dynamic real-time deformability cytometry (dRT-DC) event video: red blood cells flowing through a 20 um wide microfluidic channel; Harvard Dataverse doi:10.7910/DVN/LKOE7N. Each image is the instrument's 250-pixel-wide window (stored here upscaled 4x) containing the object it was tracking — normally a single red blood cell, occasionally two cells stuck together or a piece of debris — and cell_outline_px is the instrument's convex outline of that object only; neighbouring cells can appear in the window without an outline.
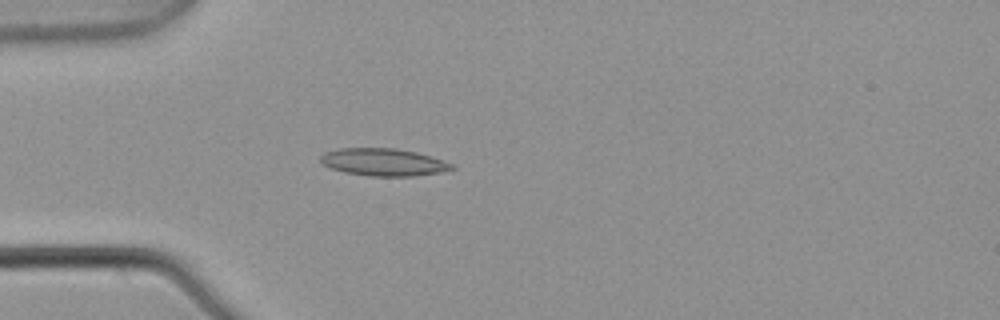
{"species": "common noctule bat (a hibernating species)", "species_latin": "Nyctalus noctula", "temperature_condition": "warm", "stored_images_in_passage": 4, "camera_frame_rate_fps": 3000, "um_per_image_px": 0.085, "animal": {"sex": "male", "body_mass_g": 21.5, "forearm_length_mm": 52.0}, "frame": {"image": 1, "passage_image": 4, "time_ms": 1.0, "image_size_px": [1000, 320], "cell_outline_px": [[456, 168], [440, 172], [412, 176], [368, 176], [344, 172], [332, 168], [324, 164], [320, 160], [320, 156], [324, 152], [340, 148], [396, 148], [416, 152], [444, 160], [452, 164]], "centroid_in_image_um": [32.59, 13.78], "position_along_channel_um": 52.4, "area_um2": 20.92}}